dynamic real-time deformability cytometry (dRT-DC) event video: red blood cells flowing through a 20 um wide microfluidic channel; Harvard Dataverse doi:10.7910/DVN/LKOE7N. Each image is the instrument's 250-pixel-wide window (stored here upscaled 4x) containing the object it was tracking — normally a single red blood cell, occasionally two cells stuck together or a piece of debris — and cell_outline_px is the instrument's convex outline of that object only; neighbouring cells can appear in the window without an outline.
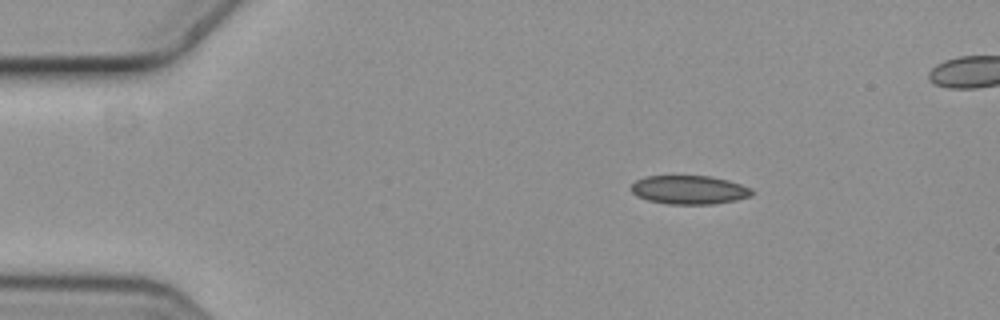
{"species": "common noctule bat (a hibernating species)", "species_latin": "Nyctalus noctula", "temperature_condition": "cold", "stored_images_in_passage": 4, "camera_frame_rate_fps": 3000, "um_per_image_px": 0.085, "animal": {"sex": "female", "body_mass_g": 19.3, "forearm_length_mm": 54.1}, "frame": {"image": 1, "passage_image": 1, "time_ms": 0.0, "image_size_px": [1000, 320], "cell_outline_px": [[756, 192], [752, 196], [736, 200], [712, 204], [668, 204], [648, 200], [636, 196], [632, 192], [632, 184], [636, 180], [644, 176], [712, 176], [728, 180], [752, 188]], "centroid_in_image_um": [58.62, 16.13], "position_along_channel_um": 26.4, "area_um2": 20.35}}